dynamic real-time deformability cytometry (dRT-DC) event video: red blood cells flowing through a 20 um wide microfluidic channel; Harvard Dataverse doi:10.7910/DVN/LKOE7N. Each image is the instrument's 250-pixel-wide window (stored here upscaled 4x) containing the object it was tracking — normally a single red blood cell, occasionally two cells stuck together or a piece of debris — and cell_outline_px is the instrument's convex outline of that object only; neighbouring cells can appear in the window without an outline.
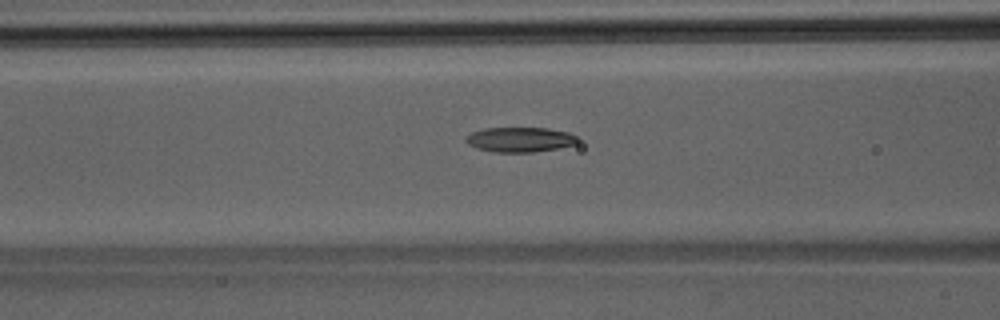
{"species": "Egyptian fruit bat (a non-hibernating species)", "species_latin": "Rousettus aegyptiacus", "temperature_condition": "room temperature", "stored_images_in_passage": 33, "camera_frame_rate_fps": 3000, "um_per_image_px": 0.085, "animal": {"sex": "male"}, "frame": {"image": 1, "passage_image": 10, "time_ms": 3.0, "image_size_px": [1000, 320], "cell_outline_px": [[580, 140], [576, 144], [556, 148], [532, 152], [492, 152], [476, 148], [468, 144], [464, 140], [464, 136], [472, 132], [484, 128], [548, 128], [568, 132], [576, 136]], "centroid_in_image_um": [44.16, 11.86], "position_along_channel_um": 122.4, "area_um2": 16.3}}
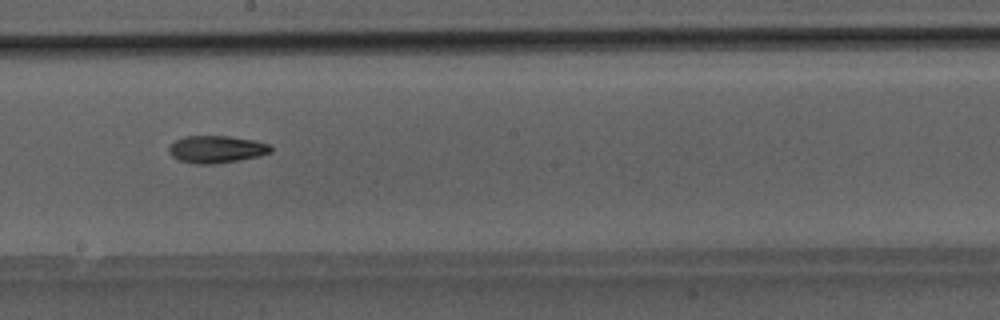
{"frame": {"image": 2, "passage_image": 17, "time_ms": 5.333, "image_size_px": [1000, 320], "cell_outline_px": [[272, 152], [260, 156], [240, 160], [216, 164], [196, 164], [180, 160], [172, 156], [168, 152], [168, 148], [176, 140], [184, 136], [228, 136], [256, 140], [272, 144]], "centroid_in_image_um": [18.45, 12.69], "position_along_channel_um": 229.7, "area_um2": 16.42}}
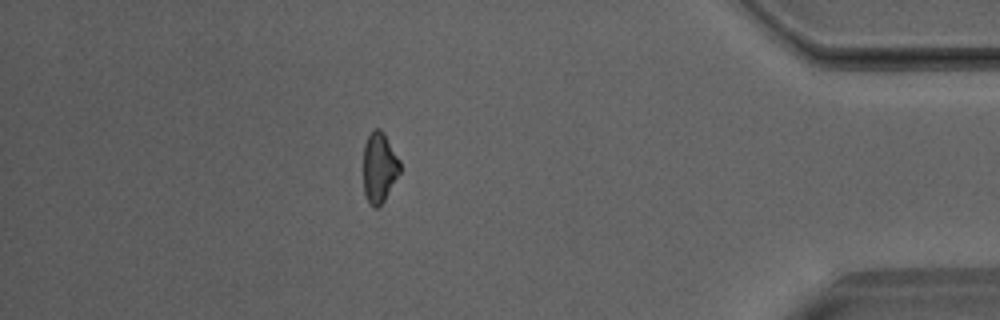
{"frame": {"image": 3, "passage_image": 31, "time_ms": 10.0, "image_size_px": [1000, 320], "cell_outline_px": [[400, 172], [384, 200], [376, 208], [372, 208], [368, 204], [364, 192], [364, 144], [368, 136], [376, 128], [380, 128], [384, 132], [400, 160]], "centroid_in_image_um": [32.24, 14.24], "position_along_channel_um": 403.0, "area_um2": 14.97}}